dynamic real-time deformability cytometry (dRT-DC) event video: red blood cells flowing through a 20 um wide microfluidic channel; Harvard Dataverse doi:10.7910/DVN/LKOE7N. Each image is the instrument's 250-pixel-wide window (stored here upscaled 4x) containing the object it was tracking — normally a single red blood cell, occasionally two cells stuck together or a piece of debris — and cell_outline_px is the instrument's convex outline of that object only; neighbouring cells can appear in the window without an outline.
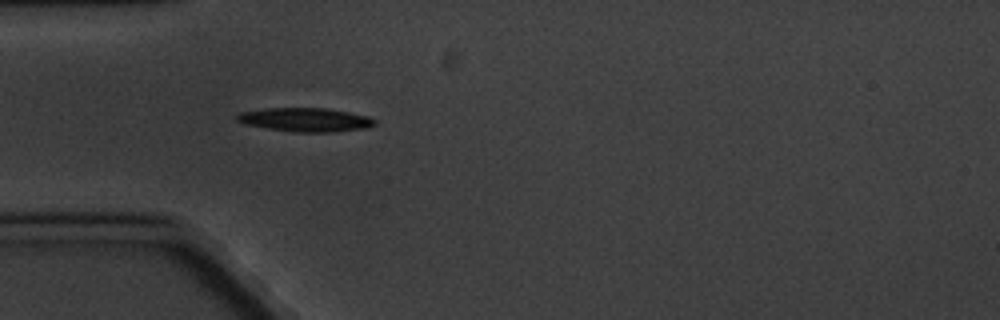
{"species": "common noctule bat (a hibernating species)", "species_latin": "Nyctalus noctula", "temperature_condition": "cold", "stored_images_in_passage": 5, "camera_frame_rate_fps": 3000, "um_per_image_px": 0.085, "animal": {"sex": "male", "body_mass_g": 20.1, "forearm_length_mm": 53.5}, "frame": {"image": 1, "passage_image": 5, "time_ms": 5.667, "image_size_px": [1000, 320], "cell_outline_px": [[376, 124], [368, 128], [332, 132], [296, 132], [268, 128], [244, 124], [236, 120], [236, 116], [240, 112], [264, 108], [324, 108], [348, 112], [368, 116], [376, 120]], "centroid_in_image_um": [25.97, 10.18], "position_along_channel_um": 59.0, "area_um2": 19.07}}